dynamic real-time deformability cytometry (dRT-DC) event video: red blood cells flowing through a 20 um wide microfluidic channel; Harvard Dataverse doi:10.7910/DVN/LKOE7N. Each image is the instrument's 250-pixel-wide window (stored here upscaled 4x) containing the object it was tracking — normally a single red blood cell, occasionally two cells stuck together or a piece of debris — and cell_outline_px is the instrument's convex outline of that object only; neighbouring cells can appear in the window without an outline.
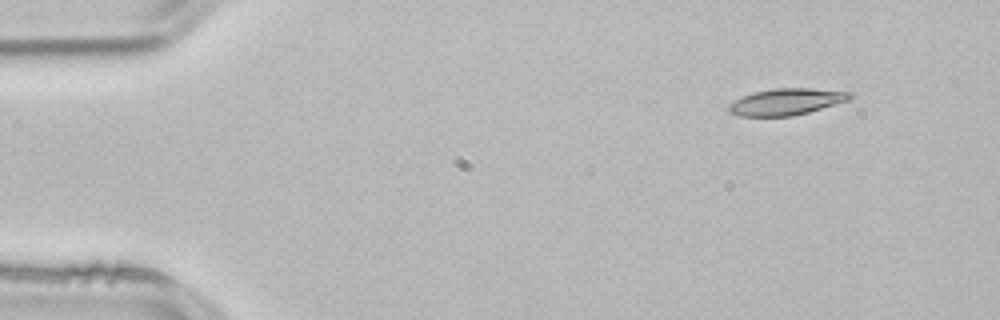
{"species": "common noctule bat (a hibernating species)", "species_latin": "Nyctalus noctula", "temperature_condition": "room temperature", "stored_images_in_passage": 3, "camera_frame_rate_fps": 3000, "um_per_image_px": 0.085, "animal": {"sex": "male", "body_mass_g": 21.5, "forearm_length_mm": 52.0}, "frame": {"image": 1, "passage_image": 1, "time_ms": 0.0, "image_size_px": [1000, 320], "cell_outline_px": [[852, 96], [848, 100], [808, 112], [792, 116], [740, 116], [728, 112], [728, 104], [752, 92], [776, 88], [808, 88], [852, 92]], "centroid_in_image_um": [66.81, 8.65], "position_along_channel_um": 18.2, "area_um2": 18.55}}
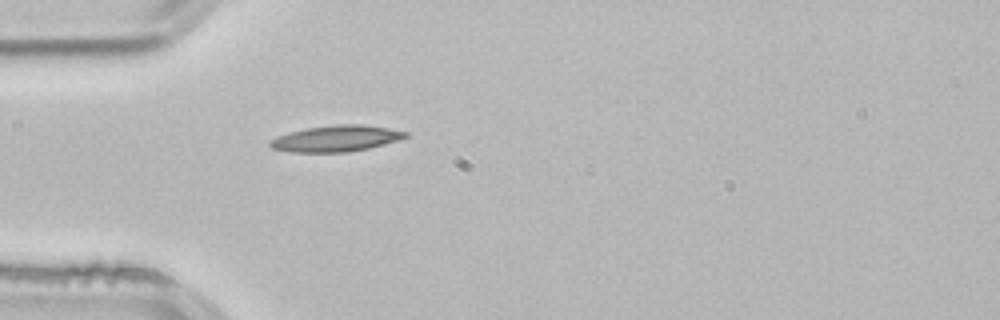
{"frame": {"image": 2, "passage_image": 3, "time_ms": 0.667, "image_size_px": [1000, 320], "cell_outline_px": [[408, 136], [384, 144], [368, 148], [348, 152], [288, 152], [272, 148], [268, 144], [268, 140], [276, 136], [288, 132], [308, 128], [336, 124], [364, 124], [388, 128], [408, 132]], "centroid_in_image_um": [28.51, 11.77], "position_along_channel_um": 56.5, "area_um2": 20.69}}